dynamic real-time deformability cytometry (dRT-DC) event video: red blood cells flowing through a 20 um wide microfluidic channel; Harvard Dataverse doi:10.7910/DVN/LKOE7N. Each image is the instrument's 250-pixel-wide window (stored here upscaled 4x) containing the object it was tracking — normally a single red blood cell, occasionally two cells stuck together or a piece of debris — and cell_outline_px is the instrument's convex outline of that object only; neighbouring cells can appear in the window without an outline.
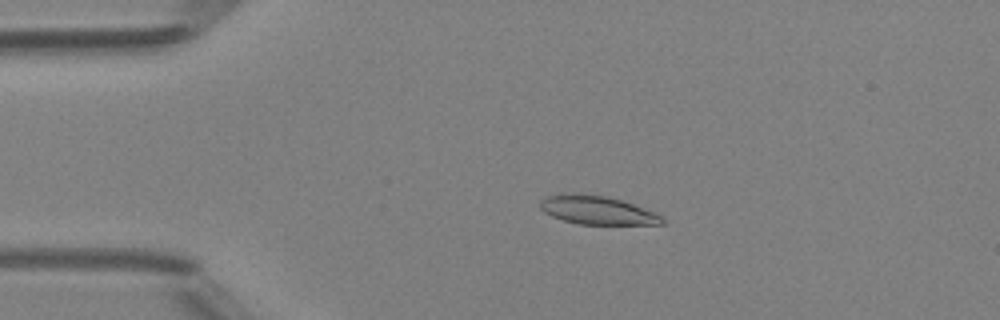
{"species": "Egyptian fruit bat (a non-hibernating species)", "species_latin": "Rousettus aegyptiacus", "temperature_condition": "room temperature", "stored_images_in_passage": 44, "camera_frame_rate_fps": 3000, "um_per_image_px": 0.085, "animal": {"sex": "female"}, "frame": {"image": 1, "passage_image": 5, "time_ms": 1.333, "image_size_px": [1000, 320], "cell_outline_px": [[664, 224], [580, 224], [564, 220], [552, 216], [544, 212], [540, 208], [540, 200], [548, 196], [560, 192], [564, 192], [604, 196], [620, 200], [632, 204], [652, 212], [660, 216], [664, 220]], "centroid_in_image_um": [50.68, 17.85], "position_along_channel_um": 34.3, "area_um2": 19.94}}
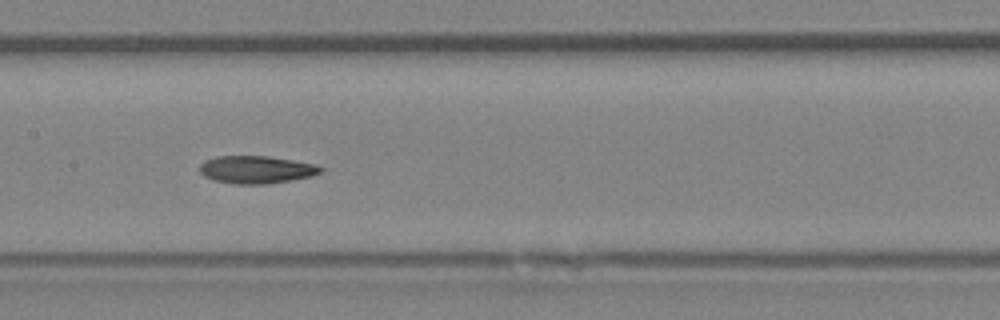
{"frame": {"image": 2, "passage_image": 19, "time_ms": 6.0, "image_size_px": [1000, 320], "cell_outline_px": [[324, 168], [320, 172], [312, 176], [264, 184], [232, 184], [212, 180], [204, 176], [200, 172], [200, 164], [204, 160], [216, 156], [268, 156], [316, 164]], "centroid_in_image_um": [21.74, 14.41], "position_along_channel_um": 185.7, "area_um2": 19.48}}
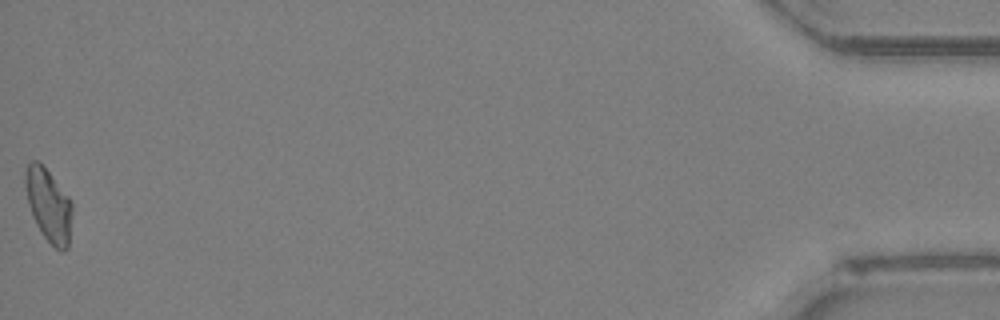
{"frame": {"image": 3, "passage_image": 44, "time_ms": 14.333, "image_size_px": [1000, 320], "cell_outline_px": [[72, 216], [68, 248], [64, 252], [60, 252], [44, 236], [36, 224], [32, 216], [28, 204], [24, 184], [24, 172], [28, 164], [32, 160], [36, 160], [48, 172], [68, 196], [72, 204]], "centroid_in_image_um": [4.12, 17.46], "position_along_channel_um": 431.1, "area_um2": 19.83}, "authors_computed_cell_mechanics": {"area_um2": 19.5653, "velocity_mm_per_s": 4.1627, "shape_relaxation_time_tau1_ms": 6.4146, "shape_relaxation_time_tau2_ms": 4.5424, "deformation_change_tau1": 0.182, "deformation_change_tau2": 0.1039}}